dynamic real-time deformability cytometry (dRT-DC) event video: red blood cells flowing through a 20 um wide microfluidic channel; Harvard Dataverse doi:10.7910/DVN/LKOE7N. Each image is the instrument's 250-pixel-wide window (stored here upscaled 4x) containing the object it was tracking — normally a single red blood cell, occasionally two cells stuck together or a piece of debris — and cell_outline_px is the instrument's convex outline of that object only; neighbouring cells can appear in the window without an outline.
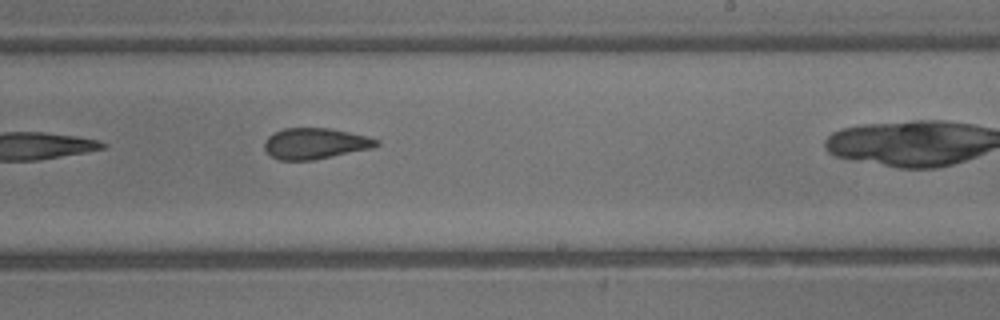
{"species": "common noctule bat (a hibernating species)", "species_latin": "Nyctalus noctula", "temperature_condition": "warm", "stored_images_in_passage": 11, "camera_frame_rate_fps": 3000, "um_per_image_px": 0.085, "animal": {"sex": "male", "body_mass_g": 13.3}, "frame": {"image": 1, "passage_image": 11, "time_ms": 3.333, "image_size_px": [1000, 320], "cell_outline_px": [[380, 144], [372, 148], [312, 160], [276, 160], [264, 148], [264, 140], [272, 132], [284, 128], [328, 128], [368, 136], [380, 140]], "centroid_in_image_um": [26.77, 12.19], "position_along_channel_um": 262.2, "area_um2": 20.23}}